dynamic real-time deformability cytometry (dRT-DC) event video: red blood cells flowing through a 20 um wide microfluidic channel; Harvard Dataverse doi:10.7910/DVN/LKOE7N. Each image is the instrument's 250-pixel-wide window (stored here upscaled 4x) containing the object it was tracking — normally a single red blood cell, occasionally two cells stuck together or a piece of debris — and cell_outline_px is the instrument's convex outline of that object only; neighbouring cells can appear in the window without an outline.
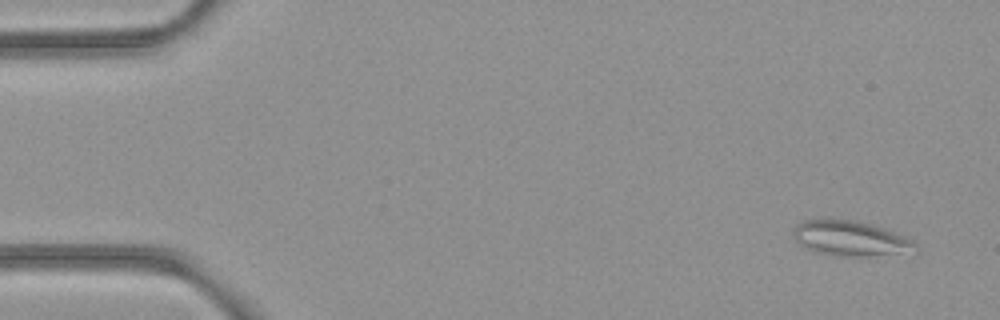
{"species": "common noctule bat (a hibernating species)", "species_latin": "Nyctalus noctula", "temperature_condition": "room temperature", "stored_images_in_passage": 5, "camera_frame_rate_fps": 3000, "um_per_image_px": 0.085, "animal": {"sex": "female", "body_mass_g": 21.9}, "frame": {"image": 1, "passage_image": 1, "time_ms": 0.0, "image_size_px": [1000, 320], "cell_outline_px": [[916, 244], [896, 252], [868, 256], [832, 256], [816, 252], [804, 248], [792, 236], [796, 224], [804, 220], [828, 216], [832, 216], [856, 220], [872, 224], [884, 228], [904, 236], [912, 240]], "centroid_in_image_um": [72.07, 20.19], "position_along_channel_um": 12.9, "area_um2": 24.97}}